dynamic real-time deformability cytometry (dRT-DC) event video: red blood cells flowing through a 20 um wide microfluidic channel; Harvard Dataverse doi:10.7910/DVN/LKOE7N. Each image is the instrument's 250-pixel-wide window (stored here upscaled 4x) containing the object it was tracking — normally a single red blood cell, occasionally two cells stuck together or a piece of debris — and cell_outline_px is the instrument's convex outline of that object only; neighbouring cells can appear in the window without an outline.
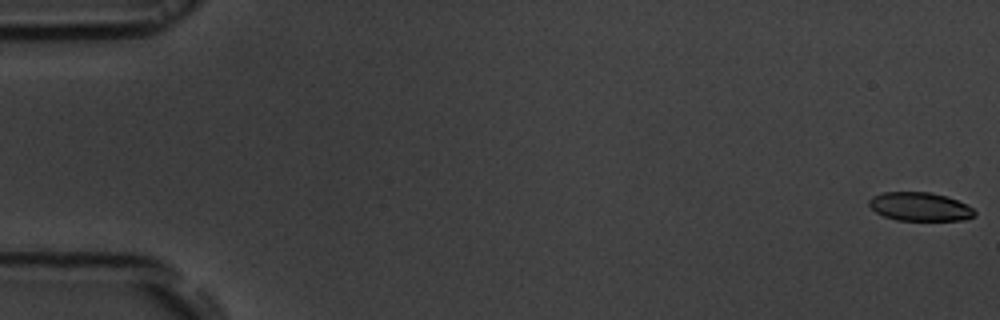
{"species": "common noctule bat (a hibernating species)", "species_latin": "Nyctalus noctula", "temperature_condition": "room temperature", "stored_images_in_passage": 55, "segment_of_instrument_passage": [1, 2], "camera_frame_rate_fps": 3000, "um_per_image_px": 0.085, "animal": {"sex": "male", "body_mass_g": 19.5, "forearm_length_mm": 54.6}, "frame": {"image": 1, "passage_image": 1, "time_ms": 0.0, "image_size_px": [1000, 320], "cell_outline_px": [[976, 216], [964, 220], [896, 220], [884, 216], [876, 212], [868, 204], [868, 200], [872, 196], [884, 192], [928, 192], [944, 196], [956, 200], [972, 208], [976, 212]], "centroid_in_image_um": [78.17, 17.57], "position_along_channel_um": 6.8, "area_um2": 17.46}}
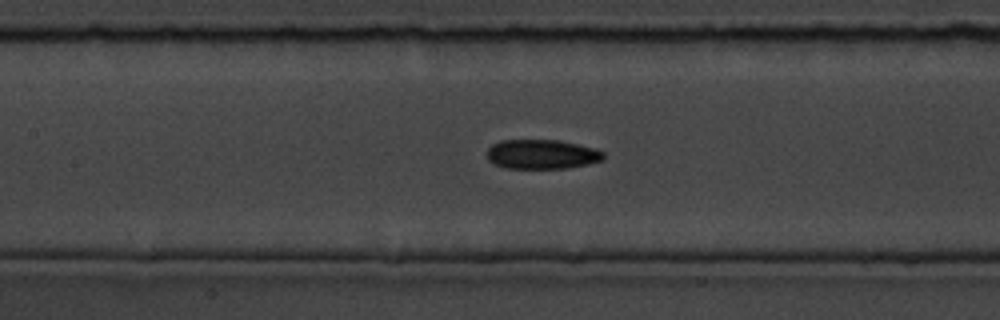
{"frame": {"image": 2, "passage_image": 25, "time_ms": 8.0, "image_size_px": [1000, 320], "cell_outline_px": [[604, 160], [588, 164], [568, 168], [504, 168], [492, 164], [488, 160], [488, 148], [492, 144], [500, 140], [556, 140], [596, 148], [604, 152]], "centroid_in_image_um": [46.05, 13.12], "position_along_channel_um": 161.3, "area_um2": 20.11}}
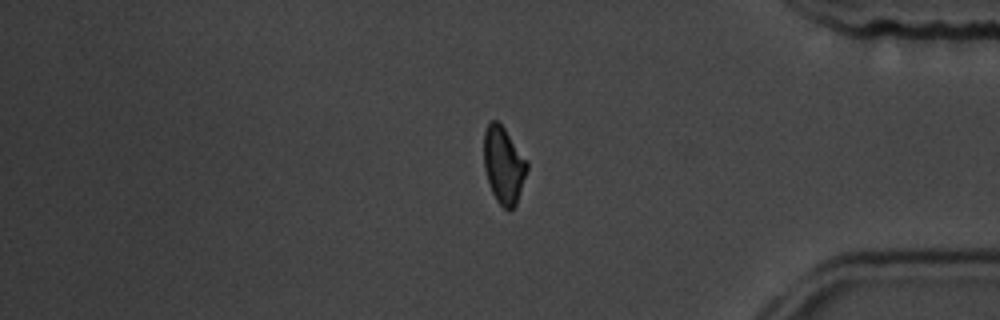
{"frame": {"image": 3, "passage_image": 45, "time_ms": 14.667, "image_size_px": [1000, 320], "cell_outline_px": [[528, 168], [516, 204], [508, 212], [496, 200], [492, 192], [484, 168], [484, 132], [488, 124], [492, 120], [496, 120], [504, 128], [528, 160]], "centroid_in_image_um": [42.82, 14.04], "position_along_channel_um": 392.4, "area_um2": 19.25}}